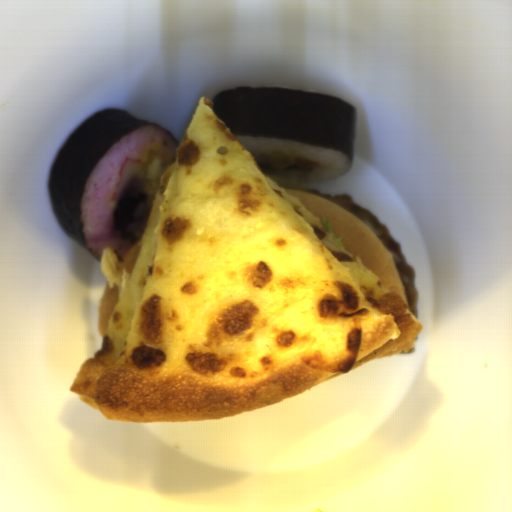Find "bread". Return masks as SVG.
<instances>
[{
	"mask_svg": "<svg viewBox=\"0 0 512 512\" xmlns=\"http://www.w3.org/2000/svg\"><path fill=\"white\" fill-rule=\"evenodd\" d=\"M266 176L314 214L322 225V217L327 218L334 236L342 237L343 246L389 291L409 306L405 286L393 258L368 226L330 200L308 193L304 185L287 179Z\"/></svg>",
	"mask_w": 512,
	"mask_h": 512,
	"instance_id": "bread-1",
	"label": "bread"
},
{
	"mask_svg": "<svg viewBox=\"0 0 512 512\" xmlns=\"http://www.w3.org/2000/svg\"><path fill=\"white\" fill-rule=\"evenodd\" d=\"M120 292L118 287H111L108 283L101 299L99 307L98 329L101 337L107 333L109 321L119 303Z\"/></svg>",
	"mask_w": 512,
	"mask_h": 512,
	"instance_id": "bread-2",
	"label": "bread"
},
{
	"mask_svg": "<svg viewBox=\"0 0 512 512\" xmlns=\"http://www.w3.org/2000/svg\"><path fill=\"white\" fill-rule=\"evenodd\" d=\"M141 243L142 238L123 255L119 262L122 272L129 273L134 270L141 249Z\"/></svg>",
	"mask_w": 512,
	"mask_h": 512,
	"instance_id": "bread-3",
	"label": "bread"
}]
</instances>
